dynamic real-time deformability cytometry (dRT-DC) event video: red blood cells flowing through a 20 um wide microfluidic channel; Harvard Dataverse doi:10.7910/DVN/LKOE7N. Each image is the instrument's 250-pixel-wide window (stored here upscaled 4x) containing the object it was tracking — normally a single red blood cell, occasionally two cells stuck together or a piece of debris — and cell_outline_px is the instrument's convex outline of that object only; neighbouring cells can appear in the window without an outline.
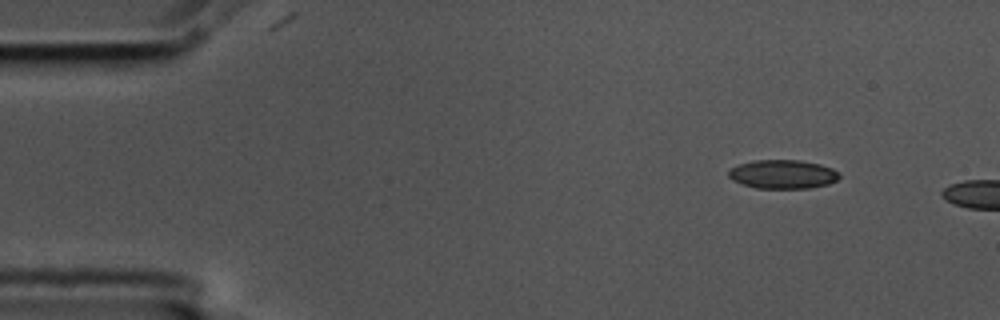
{"species": "common noctule bat (a hibernating species)", "species_latin": "Nyctalus noctula", "temperature_condition": "cold", "stored_images_in_passage": 2, "camera_frame_rate_fps": 3000, "um_per_image_px": 0.085, "animal": {"sex": "male", "body_mass_g": 17.5, "forearm_length_mm": 52.3}, "frame": {"image": 1, "passage_image": 1, "time_ms": 0.0, "image_size_px": [1000, 320], "cell_outline_px": [[840, 176], [836, 180], [828, 184], [808, 188], [756, 188], [732, 180], [728, 176], [728, 172], [732, 168], [740, 164], [752, 160], [800, 160], [820, 164], [832, 168], [840, 172]], "centroid_in_image_um": [66.55, 14.8], "position_along_channel_um": 18.4, "area_um2": 18.55}}